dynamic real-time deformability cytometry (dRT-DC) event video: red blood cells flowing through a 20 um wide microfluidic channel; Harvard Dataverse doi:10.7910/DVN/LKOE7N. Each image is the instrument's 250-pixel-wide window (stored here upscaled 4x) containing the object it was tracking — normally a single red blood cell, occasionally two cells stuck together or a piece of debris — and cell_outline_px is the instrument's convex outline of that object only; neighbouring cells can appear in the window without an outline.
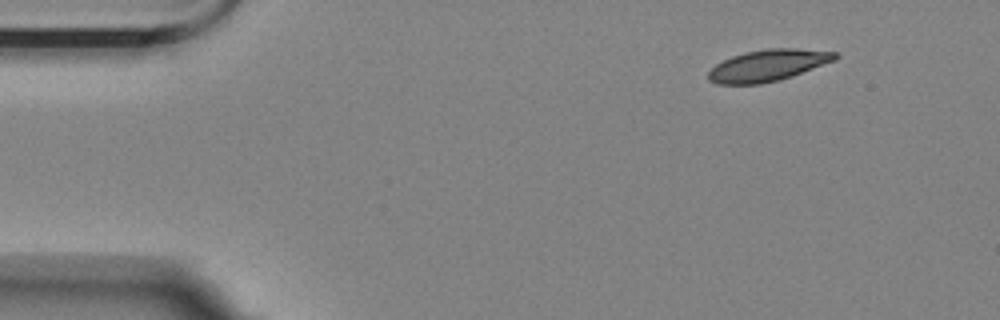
{"species": "Egyptian fruit bat (a non-hibernating species)", "species_latin": "Rousettus aegyptiacus", "temperature_condition": "room temperature", "stored_images_in_passage": 51, "camera_frame_rate_fps": 3000, "um_per_image_px": 0.085, "animal": {"sex": "female"}, "frame": {"image": 1, "passage_image": 1, "time_ms": 0.0, "image_size_px": [1000, 320], "cell_outline_px": [[840, 56], [836, 60], [792, 76], [780, 80], [760, 84], [716, 84], [708, 80], [708, 72], [716, 64], [732, 56], [744, 52], [768, 48], [796, 48], [836, 52]], "centroid_in_image_um": [65.28, 5.56], "position_along_channel_um": 19.7, "area_um2": 23.41}}
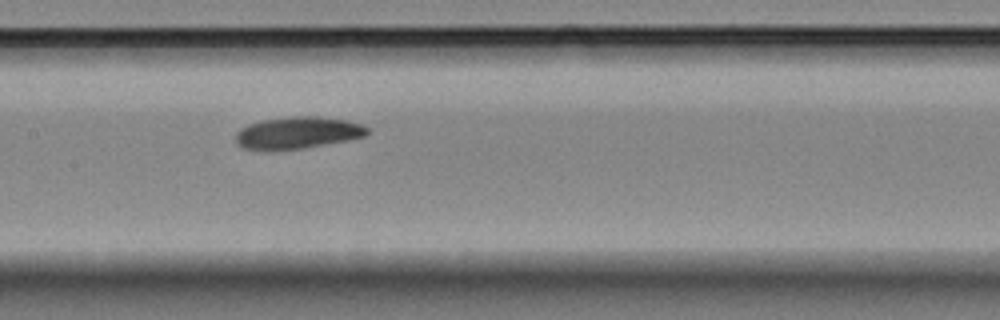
{"frame": {"image": 2, "passage_image": 22, "time_ms": 7.0, "image_size_px": [1000, 320], "cell_outline_px": [[368, 132], [364, 136], [348, 140], [304, 148], [244, 148], [236, 144], [236, 132], [240, 128], [248, 124], [264, 120], [292, 116], [316, 116], [348, 120], [364, 124], [368, 128]], "centroid_in_image_um": [25.35, 11.25], "position_along_channel_um": 182.1, "area_um2": 24.04}}
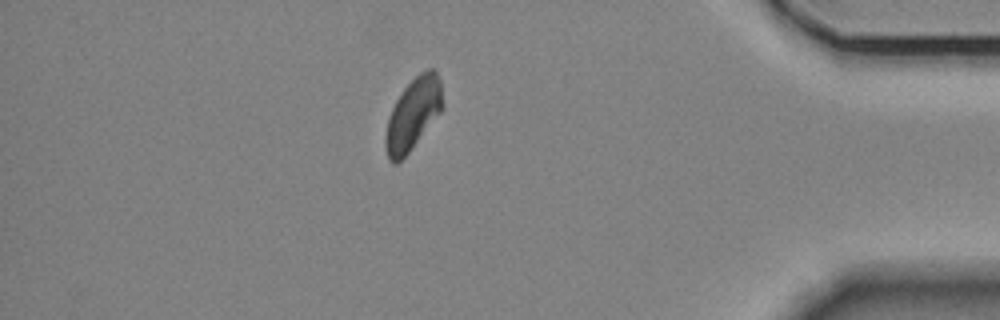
{"frame": {"image": 3, "passage_image": 44, "time_ms": 14.333, "image_size_px": [1000, 320], "cell_outline_px": [[444, 108], [408, 152], [396, 164], [392, 164], [388, 160], [384, 144], [384, 140], [388, 116], [400, 92], [420, 72], [428, 68], [436, 68], [440, 80], [444, 104]], "centroid_in_image_um": [35.11, 9.67], "position_along_channel_um": 400.1, "area_um2": 23.99}, "authors_computed_cell_mechanics": {"area_um2": 24.3916, "velocity_mm_per_s": 3.4898, "shape_relaxation_time_tau1_ms": 5.0917, "shape_relaxation_time_tau2_ms": null, "deformation_change_tau1": 0.1146, "deformation_change_tau2": null}}